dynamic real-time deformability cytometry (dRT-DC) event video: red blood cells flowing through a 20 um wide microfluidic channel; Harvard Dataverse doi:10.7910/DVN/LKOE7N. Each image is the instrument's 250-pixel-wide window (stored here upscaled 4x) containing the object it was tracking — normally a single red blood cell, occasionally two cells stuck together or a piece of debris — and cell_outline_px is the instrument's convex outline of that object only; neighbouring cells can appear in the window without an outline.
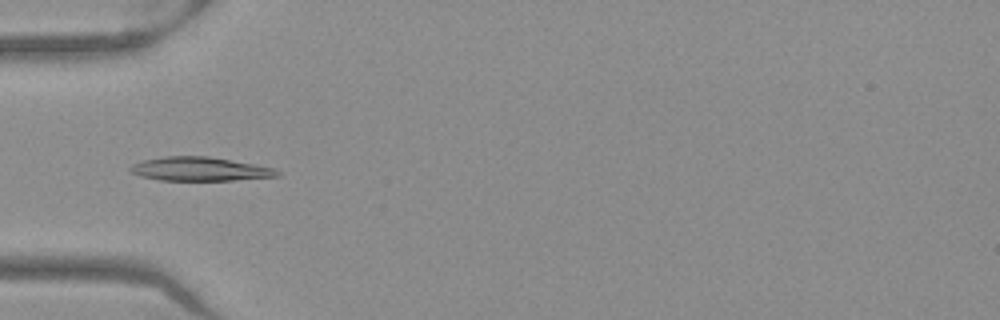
{"species": "Egyptian fruit bat (a non-hibernating species)", "species_latin": "Rousettus aegyptiacus", "temperature_condition": "warm", "stored_images_in_passage": 52, "camera_frame_rate_fps": 3000, "um_per_image_px": 0.085, "frame": {"image": 1, "passage_image": 17, "time_ms": 5.333, "image_size_px": [1000, 320], "cell_outline_px": [[280, 176], [232, 180], [160, 180], [140, 176], [132, 172], [128, 168], [132, 164], [144, 160], [164, 156], [208, 156], [276, 168], [280, 172]], "centroid_in_image_um": [16.99, 14.36], "position_along_channel_um": 68.0, "area_um2": 20.29}}
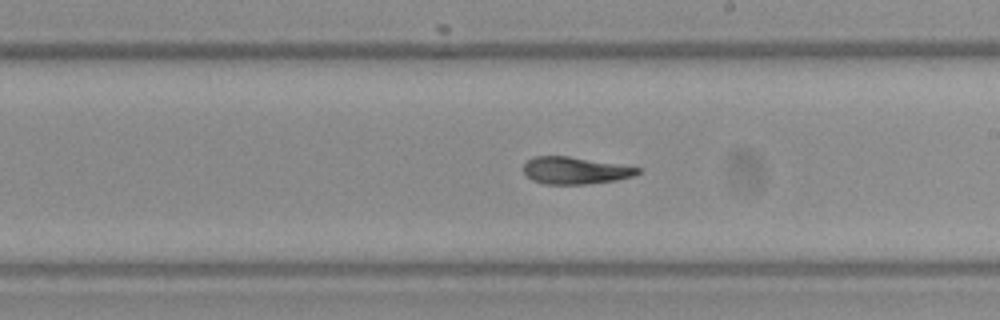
{"frame": {"image": 2, "passage_image": 30, "time_ms": 9.667, "image_size_px": [1000, 320], "cell_outline_px": [[644, 168], [640, 172], [632, 176], [616, 180], [588, 184], [544, 184], [532, 180], [524, 172], [524, 164], [532, 156], [568, 156]], "centroid_in_image_um": [48.9, 14.49], "position_along_channel_um": 240.1, "area_um2": 18.03}}
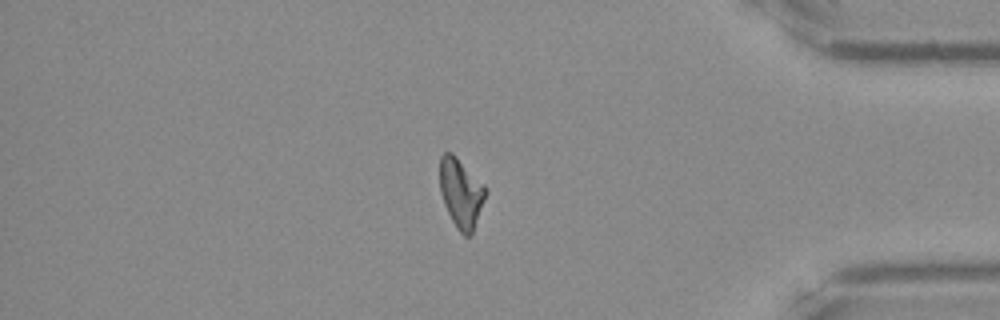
{"frame": {"image": 3, "passage_image": 44, "time_ms": 14.333, "image_size_px": [1000, 320], "cell_outline_px": [[488, 192], [472, 232], [468, 236], [464, 236], [456, 228], [444, 204], [440, 192], [440, 156], [444, 152], [452, 152], [484, 184]], "centroid_in_image_um": [39.19, 16.39], "position_along_channel_um": 396.0, "area_um2": 18.44}, "authors_computed_cell_mechanics": {"area_um2": 18.8139, "velocity_mm_per_s": 3.9664, "shape_relaxation_time_tau1_ms": null, "shape_relaxation_time_tau2_ms": 4.1457, "deformation_change_tau1": null, "deformation_change_tau2": 0.1011}}